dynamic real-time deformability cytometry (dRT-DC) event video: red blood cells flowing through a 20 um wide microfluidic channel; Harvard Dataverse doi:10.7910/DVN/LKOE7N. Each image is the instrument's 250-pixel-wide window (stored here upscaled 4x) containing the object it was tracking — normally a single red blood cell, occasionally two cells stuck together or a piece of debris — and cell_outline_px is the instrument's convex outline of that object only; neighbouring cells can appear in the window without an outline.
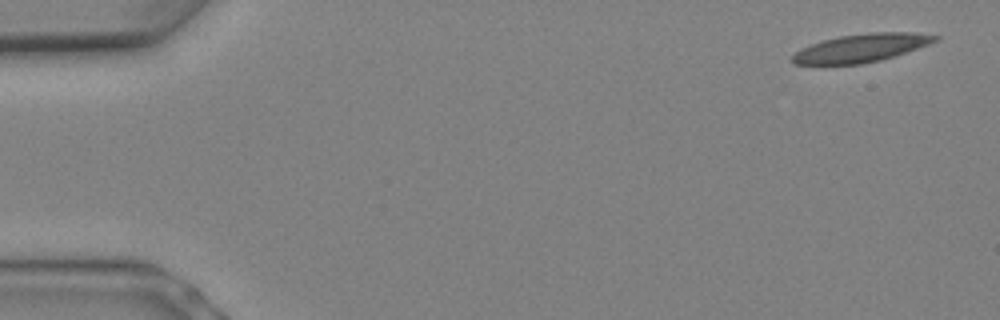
{"species": "Egyptian fruit bat (a non-hibernating species)", "species_latin": "Rousettus aegyptiacus", "temperature_condition": "warm", "stored_images_in_passage": 8, "camera_frame_rate_fps": 3000, "um_per_image_px": 0.085, "animal": {"sex": "female"}, "frame": {"image": 1, "passage_image": 1, "time_ms": 0.0, "image_size_px": [1000, 320], "cell_outline_px": [[940, 40], [880, 60], [860, 64], [796, 64], [788, 60], [800, 48], [824, 40], [840, 36], [872, 32], [916, 32], [940, 36]], "centroid_in_image_um": [73.2, 4.07], "position_along_channel_um": 11.8, "area_um2": 23.18}}
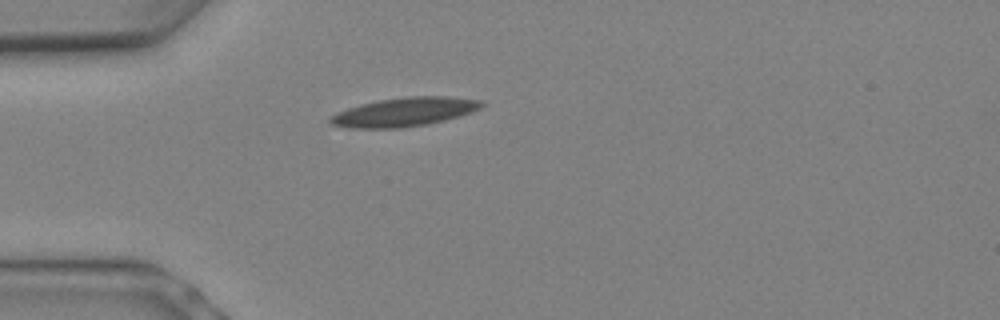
{"frame": {"image": 2, "passage_image": 6, "time_ms": 1.667, "image_size_px": [1000, 320], "cell_outline_px": [[484, 104], [480, 108], [472, 112], [460, 116], [428, 124], [404, 128], [348, 128], [332, 124], [328, 120], [332, 116], [348, 108], [380, 100], [412, 96], [444, 96], [484, 100]], "centroid_in_image_um": [34.44, 9.52], "position_along_channel_um": 50.6, "area_um2": 25.2}}
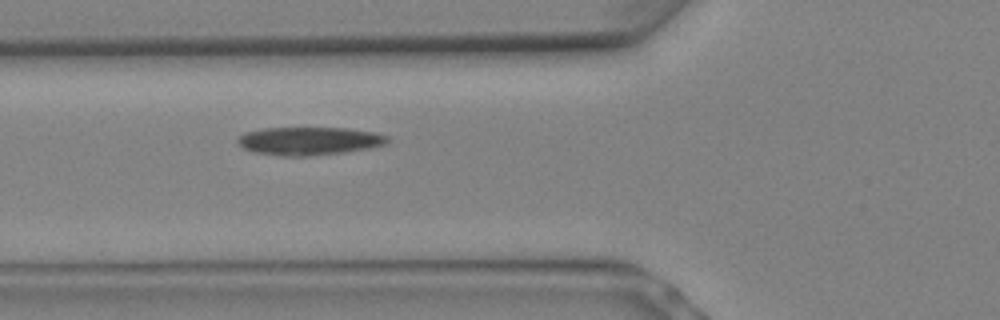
{"frame": {"image": 3, "passage_image": 8, "time_ms": 2.333, "image_size_px": [1000, 320], "cell_outline_px": [[388, 144], [368, 148], [344, 152], [308, 156], [280, 156], [252, 152], [244, 148], [236, 140], [244, 132], [264, 128], [344, 128], [372, 132], [388, 136]], "centroid_in_image_um": [26.25, 11.99], "position_along_channel_um": 99.6, "area_um2": 24.45}}